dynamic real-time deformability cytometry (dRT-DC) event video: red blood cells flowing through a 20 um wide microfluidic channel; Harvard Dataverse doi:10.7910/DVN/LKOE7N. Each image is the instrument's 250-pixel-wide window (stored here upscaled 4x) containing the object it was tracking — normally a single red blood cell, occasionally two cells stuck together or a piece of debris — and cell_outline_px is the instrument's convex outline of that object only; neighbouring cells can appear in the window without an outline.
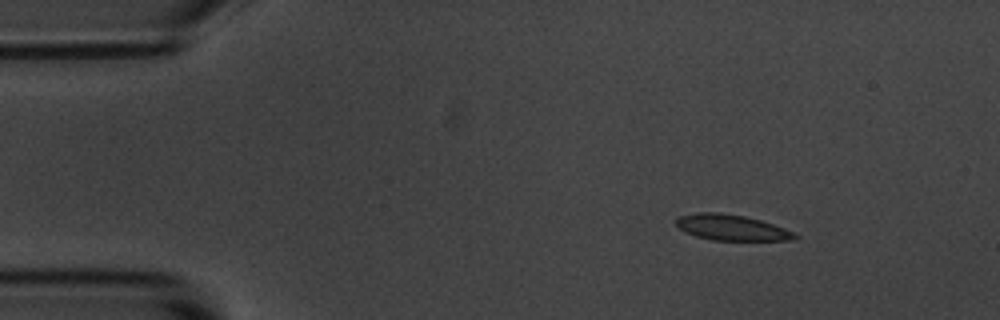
{"species": "common noctule bat (a hibernating species)", "species_latin": "Nyctalus noctula", "temperature_condition": "room temperature", "stored_images_in_passage": 3, "camera_frame_rate_fps": 3000, "um_per_image_px": 0.085, "animal": {"sex": "male", "body_mass_g": 20.1, "forearm_length_mm": 53.5}, "frame": {"image": 1, "passage_image": 1, "time_ms": 0.0, "image_size_px": [1000, 320], "cell_outline_px": [[800, 236], [792, 240], [712, 240], [696, 236], [684, 232], [676, 224], [676, 220], [680, 216], [700, 212], [720, 212], [744, 216], [760, 220], [784, 228]], "centroid_in_image_um": [62.17, 19.34], "position_along_channel_um": 22.8, "area_um2": 17.63}}
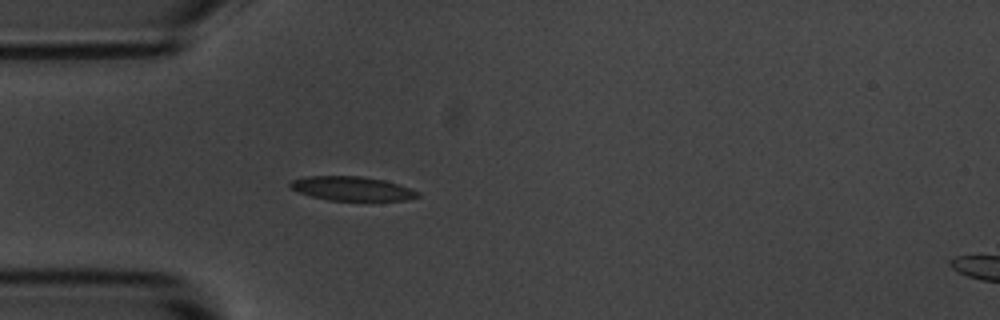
{"frame": {"image": 2, "passage_image": 3, "time_ms": 2.667, "image_size_px": [1000, 320], "cell_outline_px": [[420, 196], [404, 200], [328, 200], [312, 196], [288, 188], [288, 184], [292, 180], [304, 176], [360, 176], [384, 180], [420, 192]], "centroid_in_image_um": [29.86, 16.02], "position_along_channel_um": 55.1, "area_um2": 17.74}}